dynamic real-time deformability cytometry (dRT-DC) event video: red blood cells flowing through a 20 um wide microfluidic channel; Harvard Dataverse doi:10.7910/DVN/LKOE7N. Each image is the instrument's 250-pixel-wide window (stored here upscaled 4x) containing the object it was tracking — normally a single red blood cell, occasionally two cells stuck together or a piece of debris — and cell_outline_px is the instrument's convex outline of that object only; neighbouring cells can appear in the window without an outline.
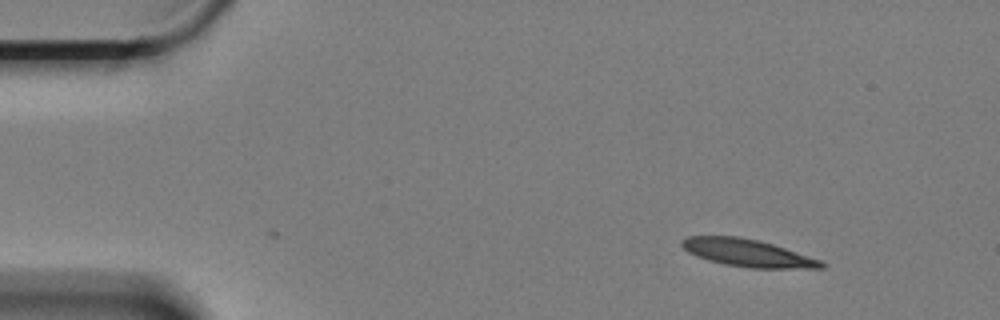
{"species": "Egyptian fruit bat (a non-hibernating species)", "species_latin": "Rousettus aegyptiacus", "temperature_condition": "cold", "stored_images_in_passage": 54, "camera_frame_rate_fps": 3000, "um_per_image_px": 0.085, "animal": {"sex": "female"}, "frame": {"image": 1, "passage_image": 1, "time_ms": 0.0, "image_size_px": [1000, 320], "cell_outline_px": [[828, 264], [824, 268], [748, 268], [724, 264], [708, 260], [696, 256], [688, 252], [680, 244], [680, 240], [688, 236], [736, 236], [756, 240], [772, 244], [820, 260]], "centroid_in_image_um": [63.51, 21.5], "position_along_channel_um": 21.5, "area_um2": 22.14}}
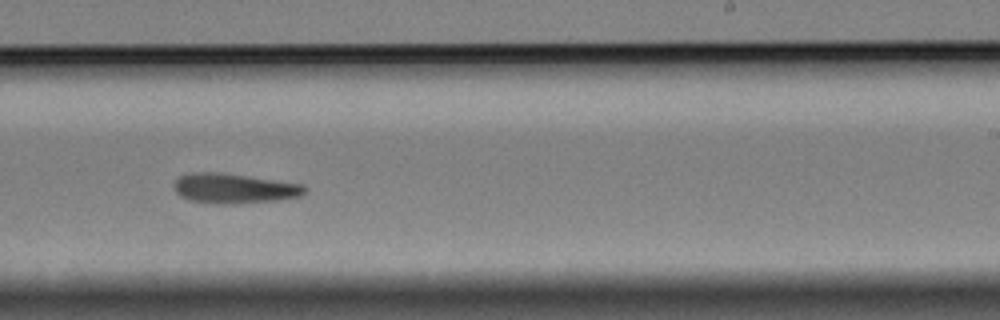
{"frame": {"image": 2, "passage_image": 31, "time_ms": 10.0, "image_size_px": [1000, 320], "cell_outline_px": [[308, 188], [304, 196], [280, 200], [236, 204], [216, 204], [188, 200], [180, 196], [172, 188], [172, 184], [180, 176], [192, 172], [220, 172], [304, 184]], "centroid_in_image_um": [19.92, 16.02], "position_along_channel_um": 269.1, "area_um2": 23.29}}
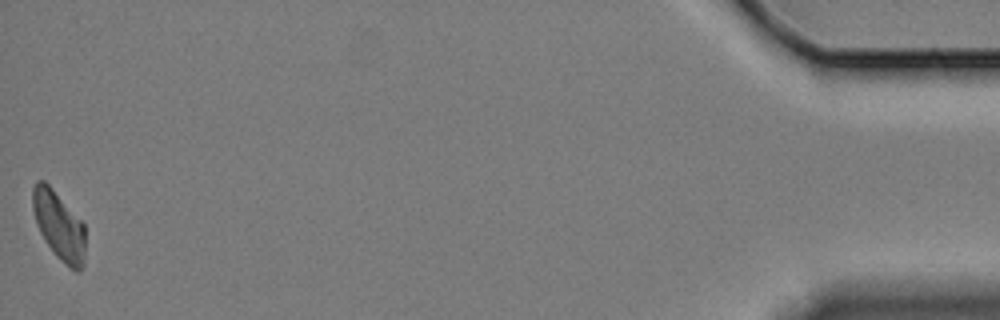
{"frame": {"image": 3, "passage_image": 54, "time_ms": 17.667, "image_size_px": [1000, 320], "cell_outline_px": [[84, 264], [80, 272], [76, 272], [60, 260], [56, 256], [40, 232], [36, 224], [32, 208], [32, 188], [36, 180], [44, 180], [52, 188], [84, 224]], "centroid_in_image_um": [4.99, 19.17], "position_along_channel_um": 430.2, "area_um2": 20.87}, "authors_computed_cell_mechanics": {"area_um2": 22.542, "velocity_mm_per_s": 3.2903, "shape_relaxation_time_tau1_ms": 10.7274, "shape_relaxation_time_tau2_ms": 6.9305, "deformation_change_tau1": 0.218, "deformation_change_tau2": 0.167}}